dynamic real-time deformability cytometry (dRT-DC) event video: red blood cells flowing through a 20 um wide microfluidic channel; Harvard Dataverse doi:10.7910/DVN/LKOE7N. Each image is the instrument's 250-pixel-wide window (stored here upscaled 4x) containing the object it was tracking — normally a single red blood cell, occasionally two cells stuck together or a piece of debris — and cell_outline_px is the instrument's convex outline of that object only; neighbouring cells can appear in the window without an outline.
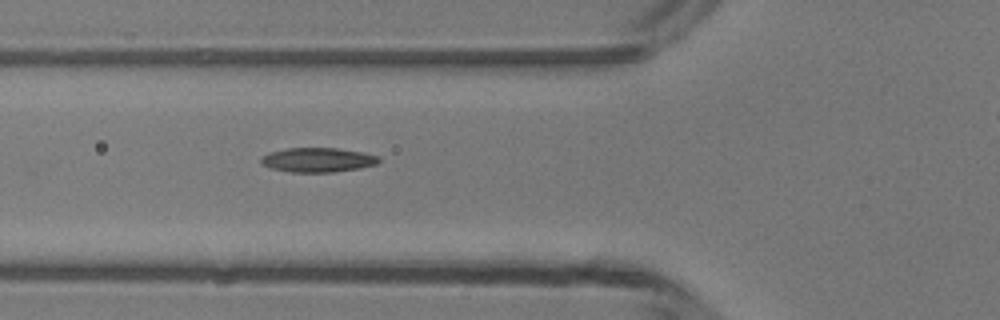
{"species": "common noctule bat (a hibernating species)", "species_latin": "Nyctalus noctula", "temperature_condition": "room temperature", "stored_images_in_passage": 5, "segment_of_instrument_passage": [1, 2], "camera_frame_rate_fps": 3000, "um_per_image_px": 0.085, "animal": {"sex": "male", "body_mass_g": 13.3}, "frame": {"image": 1, "passage_image": 4, "time_ms": 4.333, "image_size_px": [1000, 320], "cell_outline_px": [[380, 160], [376, 164], [360, 168], [332, 172], [292, 172], [272, 168], [264, 164], [260, 160], [260, 156], [268, 152], [284, 148], [336, 148], [364, 152], [380, 156]], "centroid_in_image_um": [27.02, 13.58], "position_along_channel_um": 98.8, "area_um2": 16.82}}